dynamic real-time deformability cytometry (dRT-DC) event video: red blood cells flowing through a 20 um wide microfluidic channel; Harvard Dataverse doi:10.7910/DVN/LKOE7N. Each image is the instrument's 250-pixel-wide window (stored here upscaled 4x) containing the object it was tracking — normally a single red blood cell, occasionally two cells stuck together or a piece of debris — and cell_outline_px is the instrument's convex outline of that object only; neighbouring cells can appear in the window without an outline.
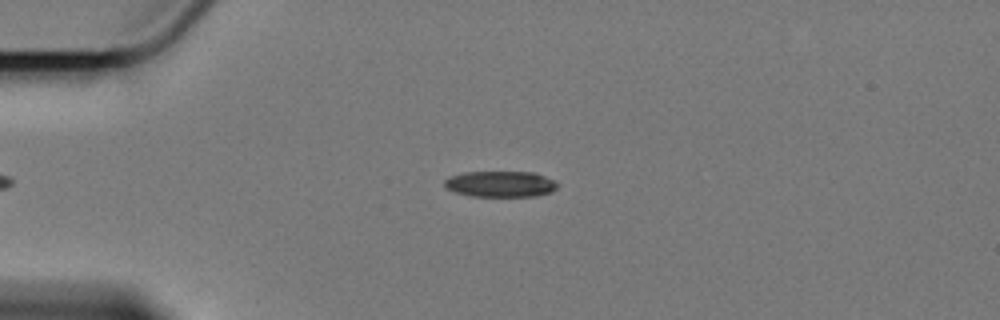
{"species": "Egyptian fruit bat (a non-hibernating species)", "species_latin": "Rousettus aegyptiacus", "temperature_condition": "cold", "stored_images_in_passage": 43, "camera_frame_rate_fps": 3000, "um_per_image_px": 0.085, "animal": {"sex": "female"}, "frame": {"image": 1, "passage_image": 4, "time_ms": 1.0, "image_size_px": [1000, 320], "cell_outline_px": [[560, 184], [552, 192], [536, 196], [472, 196], [456, 192], [448, 188], [444, 184], [444, 180], [452, 176], [464, 172], [532, 172], [544, 176]], "centroid_in_image_um": [42.57, 15.64], "position_along_channel_um": 42.4, "area_um2": 16.94}}
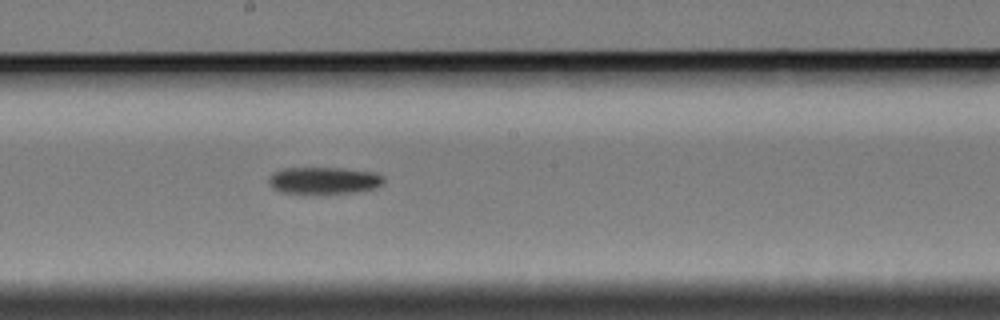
{"frame": {"image": 2, "passage_image": 22, "time_ms": 7.0, "image_size_px": [1000, 320], "cell_outline_px": [[384, 184], [376, 188], [364, 192], [280, 192], [272, 188], [268, 180], [272, 172], [284, 168], [344, 168], [376, 172], [384, 176]], "centroid_in_image_um": [27.6, 15.32], "position_along_channel_um": 220.6, "area_um2": 18.03}}
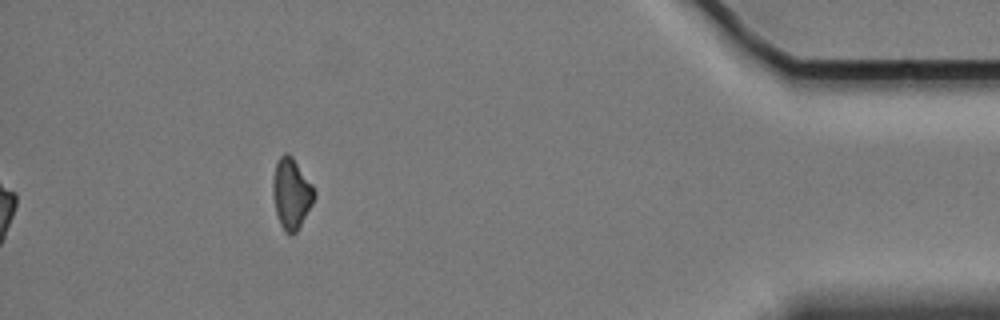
{"frame": {"image": 3, "passage_image": 43, "time_ms": 14.0, "image_size_px": [1000, 320], "cell_outline_px": [[316, 196], [312, 204], [296, 232], [288, 236], [284, 232], [280, 224], [276, 212], [272, 192], [272, 180], [276, 160], [284, 152], [288, 152], [292, 156], [312, 184], [316, 192]], "centroid_in_image_um": [24.75, 16.43], "position_along_channel_um": 410.4, "area_um2": 17.22}, "authors_computed_cell_mechanics": {"area_um2": 18.2648, "velocity_mm_per_s": 3.4104, "shape_relaxation_time_tau1_ms": 4.3398, "shape_relaxation_time_tau2_ms": null, "deformation_change_tau1": 0.1121, "deformation_change_tau2": null}}